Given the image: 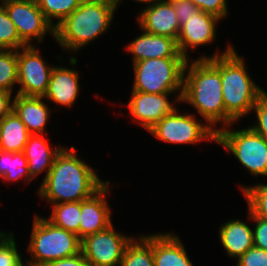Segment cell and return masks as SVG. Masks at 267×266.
I'll use <instances>...</instances> for the list:
<instances>
[{
	"instance_id": "1",
	"label": "cell",
	"mask_w": 267,
	"mask_h": 266,
	"mask_svg": "<svg viewBox=\"0 0 267 266\" xmlns=\"http://www.w3.org/2000/svg\"><path fill=\"white\" fill-rule=\"evenodd\" d=\"M77 151L73 145L71 148L65 146L41 181L36 196L47 205L85 200L107 182L86 159H81Z\"/></svg>"
},
{
	"instance_id": "2",
	"label": "cell",
	"mask_w": 267,
	"mask_h": 266,
	"mask_svg": "<svg viewBox=\"0 0 267 266\" xmlns=\"http://www.w3.org/2000/svg\"><path fill=\"white\" fill-rule=\"evenodd\" d=\"M210 56L200 55L197 59H208L221 73L222 93L225 106V126L235 125L251 114L259 97L266 91L253 80L245 62L233 44Z\"/></svg>"
},
{
	"instance_id": "3",
	"label": "cell",
	"mask_w": 267,
	"mask_h": 266,
	"mask_svg": "<svg viewBox=\"0 0 267 266\" xmlns=\"http://www.w3.org/2000/svg\"><path fill=\"white\" fill-rule=\"evenodd\" d=\"M194 108L216 132L225 127L220 71L208 59H189L184 67L181 104Z\"/></svg>"
},
{
	"instance_id": "4",
	"label": "cell",
	"mask_w": 267,
	"mask_h": 266,
	"mask_svg": "<svg viewBox=\"0 0 267 266\" xmlns=\"http://www.w3.org/2000/svg\"><path fill=\"white\" fill-rule=\"evenodd\" d=\"M117 11L115 0H82L81 5L56 26L54 42L72 57L91 43L95 44L100 35L109 33Z\"/></svg>"
},
{
	"instance_id": "5",
	"label": "cell",
	"mask_w": 267,
	"mask_h": 266,
	"mask_svg": "<svg viewBox=\"0 0 267 266\" xmlns=\"http://www.w3.org/2000/svg\"><path fill=\"white\" fill-rule=\"evenodd\" d=\"M25 260L33 266L70 257L81 252V239L75 233L55 226L43 215L34 214Z\"/></svg>"
},
{
	"instance_id": "6",
	"label": "cell",
	"mask_w": 267,
	"mask_h": 266,
	"mask_svg": "<svg viewBox=\"0 0 267 266\" xmlns=\"http://www.w3.org/2000/svg\"><path fill=\"white\" fill-rule=\"evenodd\" d=\"M235 123L216 132V144L222 146L227 154L233 155L247 174L256 179L267 178V140L246 125L234 129Z\"/></svg>"
},
{
	"instance_id": "7",
	"label": "cell",
	"mask_w": 267,
	"mask_h": 266,
	"mask_svg": "<svg viewBox=\"0 0 267 266\" xmlns=\"http://www.w3.org/2000/svg\"><path fill=\"white\" fill-rule=\"evenodd\" d=\"M185 57L152 58L133 63L131 91L143 93H182Z\"/></svg>"
},
{
	"instance_id": "8",
	"label": "cell",
	"mask_w": 267,
	"mask_h": 266,
	"mask_svg": "<svg viewBox=\"0 0 267 266\" xmlns=\"http://www.w3.org/2000/svg\"><path fill=\"white\" fill-rule=\"evenodd\" d=\"M176 108L163 117L147 132L156 140L172 145H198L203 142L216 144V131L203 119ZM183 111V112H182Z\"/></svg>"
},
{
	"instance_id": "9",
	"label": "cell",
	"mask_w": 267,
	"mask_h": 266,
	"mask_svg": "<svg viewBox=\"0 0 267 266\" xmlns=\"http://www.w3.org/2000/svg\"><path fill=\"white\" fill-rule=\"evenodd\" d=\"M132 235L118 231L113 223L81 239V253L90 266H120L126 247L137 234Z\"/></svg>"
},
{
	"instance_id": "10",
	"label": "cell",
	"mask_w": 267,
	"mask_h": 266,
	"mask_svg": "<svg viewBox=\"0 0 267 266\" xmlns=\"http://www.w3.org/2000/svg\"><path fill=\"white\" fill-rule=\"evenodd\" d=\"M2 5L27 46L43 44L46 35L55 39V28L43 15L36 0L9 1Z\"/></svg>"
},
{
	"instance_id": "11",
	"label": "cell",
	"mask_w": 267,
	"mask_h": 266,
	"mask_svg": "<svg viewBox=\"0 0 267 266\" xmlns=\"http://www.w3.org/2000/svg\"><path fill=\"white\" fill-rule=\"evenodd\" d=\"M39 46H27L17 50V93L24 96L43 97L48 89L53 64L45 60Z\"/></svg>"
},
{
	"instance_id": "12",
	"label": "cell",
	"mask_w": 267,
	"mask_h": 266,
	"mask_svg": "<svg viewBox=\"0 0 267 266\" xmlns=\"http://www.w3.org/2000/svg\"><path fill=\"white\" fill-rule=\"evenodd\" d=\"M181 97L182 93L155 94L130 91L129 101L127 104L123 103V106L128 108L131 122L148 131L181 105Z\"/></svg>"
},
{
	"instance_id": "13",
	"label": "cell",
	"mask_w": 267,
	"mask_h": 266,
	"mask_svg": "<svg viewBox=\"0 0 267 266\" xmlns=\"http://www.w3.org/2000/svg\"><path fill=\"white\" fill-rule=\"evenodd\" d=\"M223 20L208 12L199 11L181 26L177 39L179 52L189 60V53L217 41V27ZM191 51V52H190Z\"/></svg>"
},
{
	"instance_id": "14",
	"label": "cell",
	"mask_w": 267,
	"mask_h": 266,
	"mask_svg": "<svg viewBox=\"0 0 267 266\" xmlns=\"http://www.w3.org/2000/svg\"><path fill=\"white\" fill-rule=\"evenodd\" d=\"M69 66L55 65L51 72L48 89L43 96L47 102H53L58 107L72 108L75 106L80 91V72L77 70L78 58H68Z\"/></svg>"
},
{
	"instance_id": "15",
	"label": "cell",
	"mask_w": 267,
	"mask_h": 266,
	"mask_svg": "<svg viewBox=\"0 0 267 266\" xmlns=\"http://www.w3.org/2000/svg\"><path fill=\"white\" fill-rule=\"evenodd\" d=\"M113 185L110 180L91 197L81 201L79 224V238L106 230L113 224L112 208L109 205L108 195Z\"/></svg>"
},
{
	"instance_id": "16",
	"label": "cell",
	"mask_w": 267,
	"mask_h": 266,
	"mask_svg": "<svg viewBox=\"0 0 267 266\" xmlns=\"http://www.w3.org/2000/svg\"><path fill=\"white\" fill-rule=\"evenodd\" d=\"M136 17L137 25L144 31L178 39L181 26L172 4L168 0L152 1Z\"/></svg>"
},
{
	"instance_id": "17",
	"label": "cell",
	"mask_w": 267,
	"mask_h": 266,
	"mask_svg": "<svg viewBox=\"0 0 267 266\" xmlns=\"http://www.w3.org/2000/svg\"><path fill=\"white\" fill-rule=\"evenodd\" d=\"M139 29L141 34L124 45V49L132 56V64L152 58L184 57L179 52L176 39Z\"/></svg>"
},
{
	"instance_id": "18",
	"label": "cell",
	"mask_w": 267,
	"mask_h": 266,
	"mask_svg": "<svg viewBox=\"0 0 267 266\" xmlns=\"http://www.w3.org/2000/svg\"><path fill=\"white\" fill-rule=\"evenodd\" d=\"M12 111L25 124L30 134L48 135L47 125L52 112L56 111L49 105L44 97L24 96L15 94L12 102Z\"/></svg>"
},
{
	"instance_id": "19",
	"label": "cell",
	"mask_w": 267,
	"mask_h": 266,
	"mask_svg": "<svg viewBox=\"0 0 267 266\" xmlns=\"http://www.w3.org/2000/svg\"><path fill=\"white\" fill-rule=\"evenodd\" d=\"M248 221L228 219L219 226V242L229 258L239 259L253 244L252 212L247 210ZM251 221V222H249ZM250 225H249V224Z\"/></svg>"
},
{
	"instance_id": "20",
	"label": "cell",
	"mask_w": 267,
	"mask_h": 266,
	"mask_svg": "<svg viewBox=\"0 0 267 266\" xmlns=\"http://www.w3.org/2000/svg\"><path fill=\"white\" fill-rule=\"evenodd\" d=\"M47 135L31 134L26 143L23 153L27 159L28 172L34 180L40 178L44 173V178L48 175L56 156L65 147L62 145H52Z\"/></svg>"
},
{
	"instance_id": "21",
	"label": "cell",
	"mask_w": 267,
	"mask_h": 266,
	"mask_svg": "<svg viewBox=\"0 0 267 266\" xmlns=\"http://www.w3.org/2000/svg\"><path fill=\"white\" fill-rule=\"evenodd\" d=\"M176 232L152 233V249L155 266H194L192 259Z\"/></svg>"
},
{
	"instance_id": "22",
	"label": "cell",
	"mask_w": 267,
	"mask_h": 266,
	"mask_svg": "<svg viewBox=\"0 0 267 266\" xmlns=\"http://www.w3.org/2000/svg\"><path fill=\"white\" fill-rule=\"evenodd\" d=\"M30 135L25 124L13 111L0 120V150L21 152Z\"/></svg>"
},
{
	"instance_id": "23",
	"label": "cell",
	"mask_w": 267,
	"mask_h": 266,
	"mask_svg": "<svg viewBox=\"0 0 267 266\" xmlns=\"http://www.w3.org/2000/svg\"><path fill=\"white\" fill-rule=\"evenodd\" d=\"M0 179L9 184L23 180L25 185L34 181L29 175L23 151L12 153L0 150Z\"/></svg>"
},
{
	"instance_id": "24",
	"label": "cell",
	"mask_w": 267,
	"mask_h": 266,
	"mask_svg": "<svg viewBox=\"0 0 267 266\" xmlns=\"http://www.w3.org/2000/svg\"><path fill=\"white\" fill-rule=\"evenodd\" d=\"M120 266H155L152 232L136 235L125 249Z\"/></svg>"
},
{
	"instance_id": "25",
	"label": "cell",
	"mask_w": 267,
	"mask_h": 266,
	"mask_svg": "<svg viewBox=\"0 0 267 266\" xmlns=\"http://www.w3.org/2000/svg\"><path fill=\"white\" fill-rule=\"evenodd\" d=\"M51 214L47 219L62 229L75 233L79 237L81 201L51 204Z\"/></svg>"
},
{
	"instance_id": "26",
	"label": "cell",
	"mask_w": 267,
	"mask_h": 266,
	"mask_svg": "<svg viewBox=\"0 0 267 266\" xmlns=\"http://www.w3.org/2000/svg\"><path fill=\"white\" fill-rule=\"evenodd\" d=\"M250 185L238 184L247 209L255 216L267 220V183L257 182Z\"/></svg>"
},
{
	"instance_id": "27",
	"label": "cell",
	"mask_w": 267,
	"mask_h": 266,
	"mask_svg": "<svg viewBox=\"0 0 267 266\" xmlns=\"http://www.w3.org/2000/svg\"><path fill=\"white\" fill-rule=\"evenodd\" d=\"M39 9L54 28L77 9L82 0H36Z\"/></svg>"
},
{
	"instance_id": "28",
	"label": "cell",
	"mask_w": 267,
	"mask_h": 266,
	"mask_svg": "<svg viewBox=\"0 0 267 266\" xmlns=\"http://www.w3.org/2000/svg\"><path fill=\"white\" fill-rule=\"evenodd\" d=\"M17 83V50H2L0 52V90L14 95L15 91V94L17 93Z\"/></svg>"
},
{
	"instance_id": "29",
	"label": "cell",
	"mask_w": 267,
	"mask_h": 266,
	"mask_svg": "<svg viewBox=\"0 0 267 266\" xmlns=\"http://www.w3.org/2000/svg\"><path fill=\"white\" fill-rule=\"evenodd\" d=\"M14 234L13 230H0V266H20L25 261Z\"/></svg>"
},
{
	"instance_id": "30",
	"label": "cell",
	"mask_w": 267,
	"mask_h": 266,
	"mask_svg": "<svg viewBox=\"0 0 267 266\" xmlns=\"http://www.w3.org/2000/svg\"><path fill=\"white\" fill-rule=\"evenodd\" d=\"M0 47L3 50H19L27 47L20 39L16 26L2 4H0Z\"/></svg>"
},
{
	"instance_id": "31",
	"label": "cell",
	"mask_w": 267,
	"mask_h": 266,
	"mask_svg": "<svg viewBox=\"0 0 267 266\" xmlns=\"http://www.w3.org/2000/svg\"><path fill=\"white\" fill-rule=\"evenodd\" d=\"M251 115L256 116L254 117L256 120L254 119L252 125L248 124V126L267 140V91L256 101Z\"/></svg>"
},
{
	"instance_id": "32",
	"label": "cell",
	"mask_w": 267,
	"mask_h": 266,
	"mask_svg": "<svg viewBox=\"0 0 267 266\" xmlns=\"http://www.w3.org/2000/svg\"><path fill=\"white\" fill-rule=\"evenodd\" d=\"M195 5L203 12L216 15L225 20L230 15L227 0H192Z\"/></svg>"
},
{
	"instance_id": "33",
	"label": "cell",
	"mask_w": 267,
	"mask_h": 266,
	"mask_svg": "<svg viewBox=\"0 0 267 266\" xmlns=\"http://www.w3.org/2000/svg\"><path fill=\"white\" fill-rule=\"evenodd\" d=\"M235 262L236 266H267V251L253 246Z\"/></svg>"
},
{
	"instance_id": "34",
	"label": "cell",
	"mask_w": 267,
	"mask_h": 266,
	"mask_svg": "<svg viewBox=\"0 0 267 266\" xmlns=\"http://www.w3.org/2000/svg\"><path fill=\"white\" fill-rule=\"evenodd\" d=\"M175 10L178 17L180 26H182L187 19L193 16V13H197L200 9L195 5L192 0H168Z\"/></svg>"
},
{
	"instance_id": "35",
	"label": "cell",
	"mask_w": 267,
	"mask_h": 266,
	"mask_svg": "<svg viewBox=\"0 0 267 266\" xmlns=\"http://www.w3.org/2000/svg\"><path fill=\"white\" fill-rule=\"evenodd\" d=\"M252 227L254 246L267 251V220L259 218L252 213Z\"/></svg>"
},
{
	"instance_id": "36",
	"label": "cell",
	"mask_w": 267,
	"mask_h": 266,
	"mask_svg": "<svg viewBox=\"0 0 267 266\" xmlns=\"http://www.w3.org/2000/svg\"><path fill=\"white\" fill-rule=\"evenodd\" d=\"M44 266H90V264L86 261L85 257L80 252L70 257L46 263Z\"/></svg>"
},
{
	"instance_id": "37",
	"label": "cell",
	"mask_w": 267,
	"mask_h": 266,
	"mask_svg": "<svg viewBox=\"0 0 267 266\" xmlns=\"http://www.w3.org/2000/svg\"><path fill=\"white\" fill-rule=\"evenodd\" d=\"M13 97L11 92L0 90V120L12 111Z\"/></svg>"
},
{
	"instance_id": "38",
	"label": "cell",
	"mask_w": 267,
	"mask_h": 266,
	"mask_svg": "<svg viewBox=\"0 0 267 266\" xmlns=\"http://www.w3.org/2000/svg\"><path fill=\"white\" fill-rule=\"evenodd\" d=\"M124 1V0H115V4H116V8L118 9L119 8V4H121V2ZM132 1V0H131ZM134 2L136 3H139V4H145L144 6H148L152 1H156V0H133Z\"/></svg>"
},
{
	"instance_id": "39",
	"label": "cell",
	"mask_w": 267,
	"mask_h": 266,
	"mask_svg": "<svg viewBox=\"0 0 267 266\" xmlns=\"http://www.w3.org/2000/svg\"><path fill=\"white\" fill-rule=\"evenodd\" d=\"M20 266H33V265L25 260Z\"/></svg>"
},
{
	"instance_id": "40",
	"label": "cell",
	"mask_w": 267,
	"mask_h": 266,
	"mask_svg": "<svg viewBox=\"0 0 267 266\" xmlns=\"http://www.w3.org/2000/svg\"><path fill=\"white\" fill-rule=\"evenodd\" d=\"M9 1H20V0H0V4L6 3V2H9Z\"/></svg>"
}]
</instances>
